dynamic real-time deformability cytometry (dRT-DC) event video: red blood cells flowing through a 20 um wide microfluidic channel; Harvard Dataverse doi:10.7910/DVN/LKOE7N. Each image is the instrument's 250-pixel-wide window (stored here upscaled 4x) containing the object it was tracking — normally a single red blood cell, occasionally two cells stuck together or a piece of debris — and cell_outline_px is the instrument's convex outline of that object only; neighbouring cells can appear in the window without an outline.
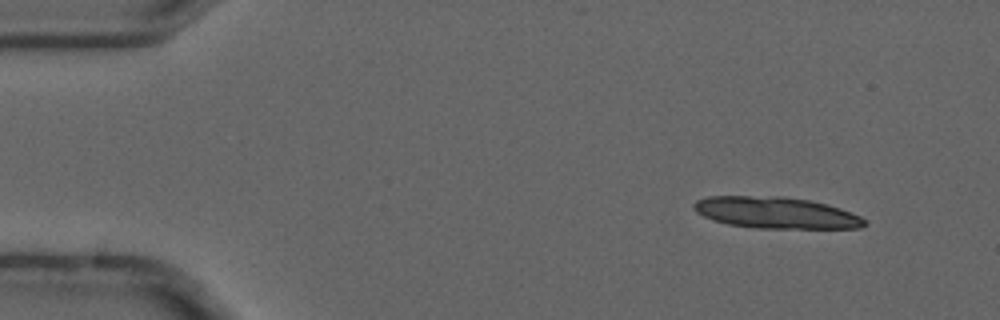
{"species": "common noctule bat (a hibernating species)", "species_latin": "Nyctalus noctula", "temperature_condition": "cold", "stored_images_in_passage": 4, "camera_frame_rate_fps": 3000, "um_per_image_px": 0.085, "animal": {"sex": "male", "forearm_length_mm": 52.5}, "frame": {"image": 1, "passage_image": 1, "time_ms": 0.0, "image_size_px": [1000, 320], "cell_outline_px": [[868, 224], [860, 228], [756, 228], [728, 224], [712, 220], [696, 212], [692, 208], [692, 204], [696, 200], [708, 196], [784, 196], [808, 200], [828, 204], [840, 208], [860, 216], [868, 220]], "centroid_in_image_um": [65.95, 18.08], "position_along_channel_um": 19.0, "area_um2": 31.56}}